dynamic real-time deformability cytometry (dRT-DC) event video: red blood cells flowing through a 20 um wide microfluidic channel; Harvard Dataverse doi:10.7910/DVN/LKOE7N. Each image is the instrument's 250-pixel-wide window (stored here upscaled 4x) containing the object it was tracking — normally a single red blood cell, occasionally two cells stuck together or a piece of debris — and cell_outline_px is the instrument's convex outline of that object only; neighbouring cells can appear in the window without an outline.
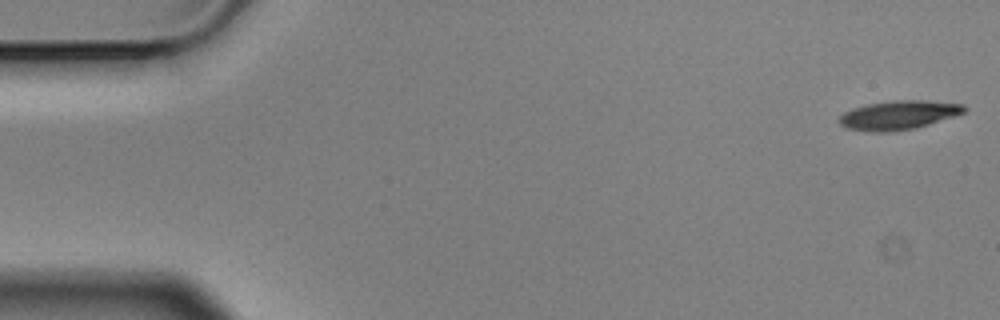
{"species": "Egyptian fruit bat (a non-hibernating species)", "species_latin": "Rousettus aegyptiacus", "temperature_condition": "cold", "stored_images_in_passage": 56, "camera_frame_rate_fps": 3000, "um_per_image_px": 0.085, "animal": {"sex": "male"}, "frame": {"image": 1, "passage_image": 1, "time_ms": 0.0, "image_size_px": [1000, 320], "cell_outline_px": [[968, 108], [964, 112], [916, 128], [888, 132], [872, 132], [848, 128], [840, 124], [836, 120], [844, 112], [852, 108], [868, 104], [892, 100], [924, 100], [964, 104]], "centroid_in_image_um": [76.35, 9.77], "position_along_channel_um": 8.7, "area_um2": 21.04}}
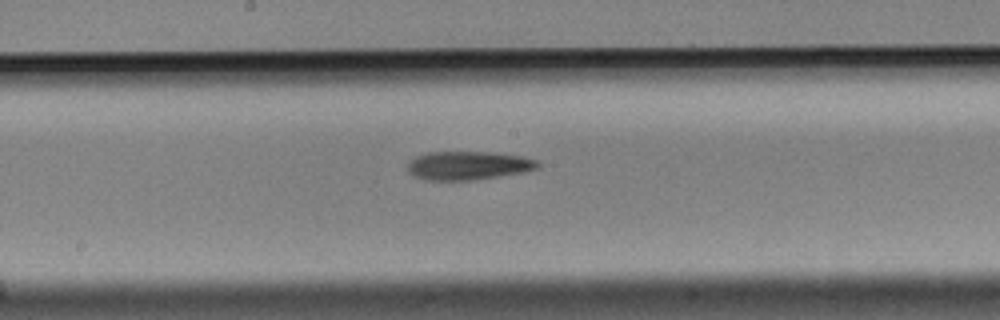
{"frame": {"image": 2, "passage_image": 29, "time_ms": 9.333, "image_size_px": [1000, 320], "cell_outline_px": [[540, 168], [524, 172], [468, 180], [424, 180], [412, 176], [408, 172], [408, 164], [416, 156], [428, 152], [484, 152], [520, 156], [536, 160], [540, 164]], "centroid_in_image_um": [39.76, 14.07], "position_along_channel_um": 208.4, "area_um2": 21.44}}
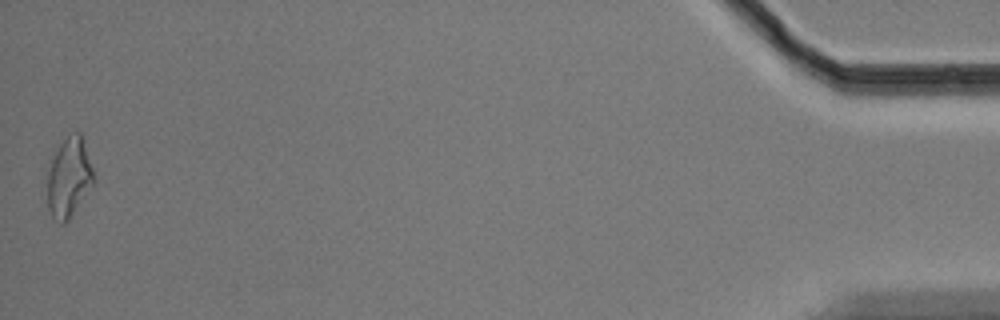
{"frame": {"image": 3, "passage_image": 56, "time_ms": 18.333, "image_size_px": [1000, 320], "cell_outline_px": [[96, 180], [68, 220], [64, 224], [60, 224], [48, 212], [44, 172], [44, 168], [60, 144], [68, 136], [76, 132], [80, 132], [84, 140]], "centroid_in_image_um": [5.79, 15.1], "position_along_channel_um": 429.4, "area_um2": 22.31}, "authors_computed_cell_mechanics": {"area_um2": 21.0103, "velocity_mm_per_s": 3.5208, "shape_relaxation_time_tau1_ms": 5.2126, "shape_relaxation_time_tau2_ms": null, "deformation_change_tau1": 0.164, "deformation_change_tau2": null}}